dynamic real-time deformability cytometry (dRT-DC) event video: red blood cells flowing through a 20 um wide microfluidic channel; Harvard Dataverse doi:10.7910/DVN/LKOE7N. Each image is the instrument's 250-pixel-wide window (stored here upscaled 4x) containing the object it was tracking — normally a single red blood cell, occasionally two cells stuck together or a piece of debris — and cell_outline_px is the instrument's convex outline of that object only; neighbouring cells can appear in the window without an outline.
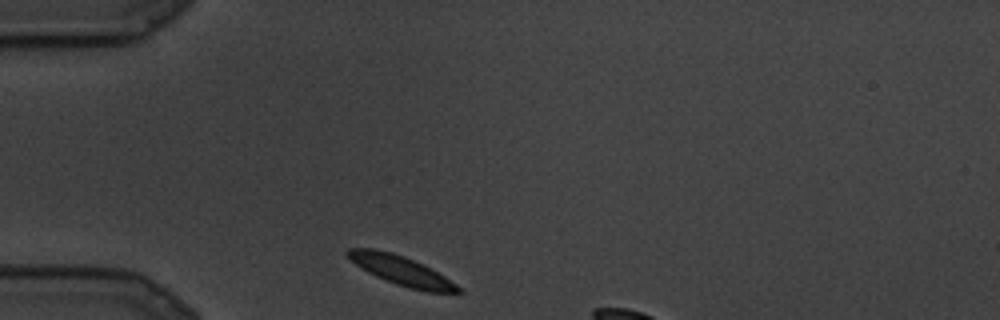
{"species": "common noctule bat (a hibernating species)", "species_latin": "Nyctalus noctula", "temperature_condition": "cold", "stored_images_in_passage": 4, "camera_frame_rate_fps": 3000, "um_per_image_px": 0.085, "animal": {"sex": "male", "body_mass_g": 19.5, "forearm_length_mm": 54.6}, "frame": {"image": 1, "passage_image": 1, "time_ms": 0.0, "image_size_px": [1000, 320], "cell_outline_px": [[464, 292], [428, 292], [408, 288], [396, 284], [376, 276], [368, 272], [356, 264], [344, 252], [348, 248], [376, 248], [392, 252], [404, 256], [444, 276], [456, 284]], "centroid_in_image_um": [34.07, 22.99], "position_along_channel_um": 50.9, "area_um2": 18.44}}